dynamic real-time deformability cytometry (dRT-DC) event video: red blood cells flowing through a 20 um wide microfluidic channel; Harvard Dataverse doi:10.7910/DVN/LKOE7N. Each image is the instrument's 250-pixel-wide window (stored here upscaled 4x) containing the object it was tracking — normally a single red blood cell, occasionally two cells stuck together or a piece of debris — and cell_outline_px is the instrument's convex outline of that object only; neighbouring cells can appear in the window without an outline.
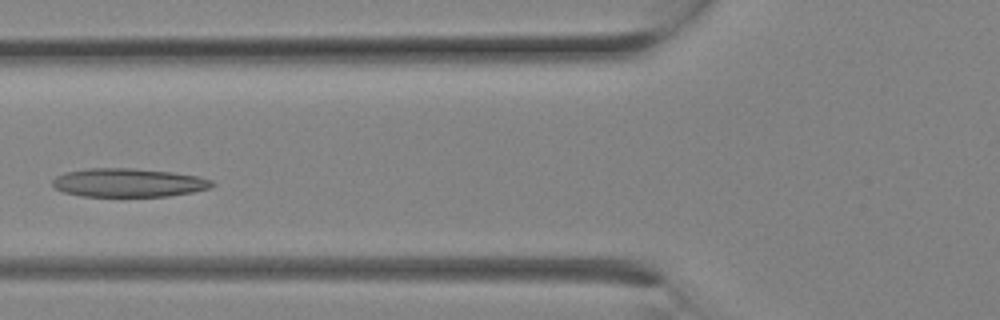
{"species": "Egyptian fruit bat (a non-hibernating species)", "species_latin": "Rousettus aegyptiacus", "temperature_condition": "room temperature", "stored_images_in_passage": 9, "camera_frame_rate_fps": 3000, "um_per_image_px": 0.085, "animal": {"sex": "female"}, "frame": {"image": 1, "passage_image": 8, "time_ms": 2.333, "image_size_px": [1000, 320], "cell_outline_px": [[216, 184], [208, 188], [192, 192], [168, 196], [84, 196], [64, 192], [56, 188], [52, 184], [52, 180], [56, 176], [64, 172], [88, 168], [136, 168], [172, 172], [200, 176], [212, 180]], "centroid_in_image_um": [10.93, 15.51], "position_along_channel_um": 114.9, "area_um2": 26.65}}